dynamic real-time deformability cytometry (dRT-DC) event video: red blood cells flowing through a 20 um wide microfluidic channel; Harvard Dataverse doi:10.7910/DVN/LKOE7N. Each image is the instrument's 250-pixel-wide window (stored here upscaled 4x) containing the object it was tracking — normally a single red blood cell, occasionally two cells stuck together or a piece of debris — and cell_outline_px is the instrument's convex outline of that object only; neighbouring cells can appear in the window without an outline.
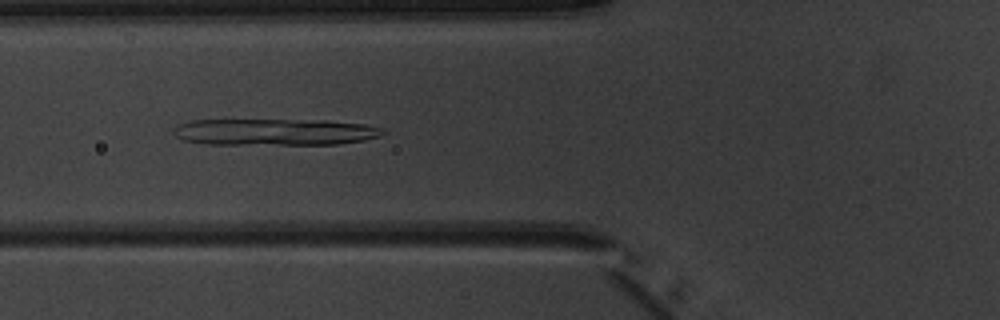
{"species": "common noctule bat (a hibernating species)", "species_latin": "Nyctalus noctula", "temperature_condition": "warm", "stored_images_in_passage": 7, "camera_frame_rate_fps": 3000, "um_per_image_px": 0.085, "animal": {"sex": "male", "body_mass_g": 20.1, "forearm_length_mm": 53.5}, "frame": {"image": 1, "passage_image": 5, "time_ms": 5.667, "image_size_px": [1000, 320], "cell_outline_px": [[384, 132], [380, 136], [364, 140], [340, 144], [204, 144], [184, 140], [176, 136], [172, 132], [172, 128], [176, 124], [192, 120], [328, 120], [364, 124], [384, 128]], "centroid_in_image_um": [23.33, 11.21], "position_along_channel_um": 102.5, "area_um2": 32.71}}
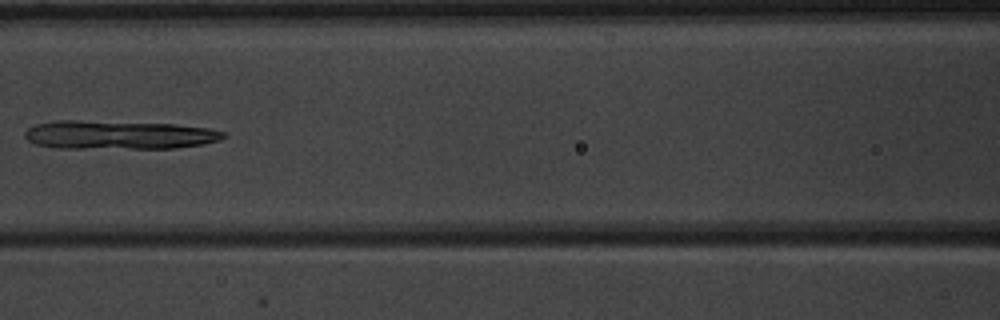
{"frame": {"image": 2, "passage_image": 6, "time_ms": 7.0, "image_size_px": [1000, 320], "cell_outline_px": [[228, 136], [220, 140], [204, 144], [176, 148], [56, 148], [36, 144], [28, 140], [24, 136], [24, 132], [28, 128], [36, 124], [56, 120], [76, 120], [176, 124], [208, 128], [224, 132]], "centroid_in_image_um": [10.11, 11.46], "position_along_channel_um": 156.5, "area_um2": 33.35}}
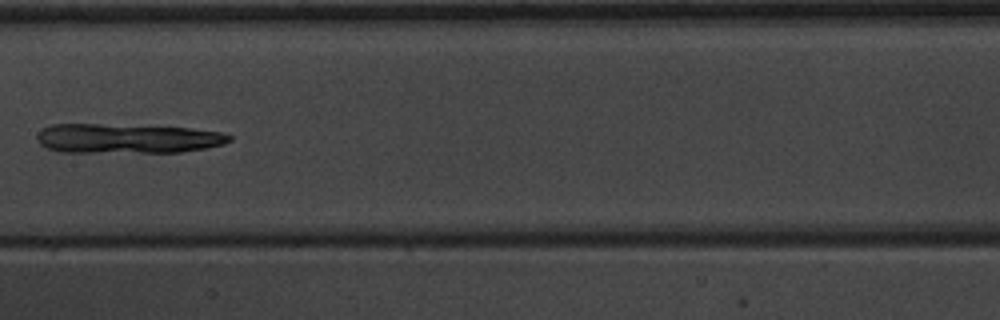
{"frame": {"image": 3, "passage_image": 7, "time_ms": 8.0, "image_size_px": [1000, 320], "cell_outline_px": [[232, 140], [224, 144], [208, 148], [180, 152], [60, 152], [48, 148], [40, 144], [36, 140], [36, 136], [40, 128], [52, 124], [100, 124], [192, 128], [224, 132], [232, 136]], "centroid_in_image_um": [10.82, 11.77], "position_along_channel_um": 196.6, "area_um2": 33.47}}